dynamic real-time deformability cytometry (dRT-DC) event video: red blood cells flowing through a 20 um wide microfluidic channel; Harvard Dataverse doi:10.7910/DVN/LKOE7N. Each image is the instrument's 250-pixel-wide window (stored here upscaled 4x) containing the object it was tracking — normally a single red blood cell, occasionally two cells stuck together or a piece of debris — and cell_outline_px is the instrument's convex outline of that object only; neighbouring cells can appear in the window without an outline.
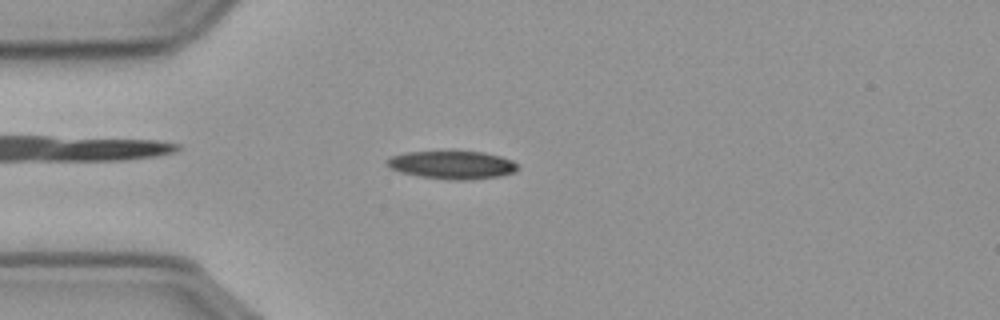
{"species": "common noctule bat (a hibernating species)", "species_latin": "Nyctalus noctula", "temperature_condition": "cold", "stored_images_in_passage": 56, "camera_frame_rate_fps": 3000, "um_per_image_px": 0.085, "animal": {"sex": "male", "body_mass_g": 23.1, "forearm_length_mm": 52.7}, "frame": {"image": 1, "passage_image": 14, "time_ms": 4.333, "image_size_px": [1000, 320], "cell_outline_px": [[516, 168], [512, 172], [500, 176], [464, 180], [452, 180], [420, 176], [400, 172], [392, 168], [388, 164], [388, 160], [392, 156], [408, 152], [480, 152], [500, 156], [512, 160], [516, 164]], "centroid_in_image_um": [38.44, 14.02], "position_along_channel_um": 46.6, "area_um2": 20.75}}
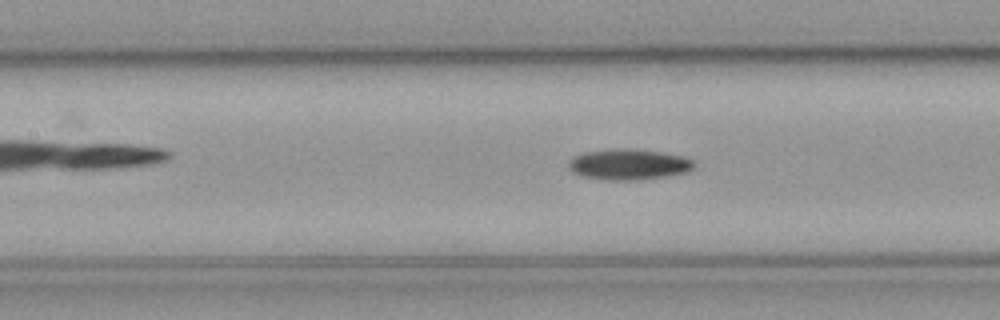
{"frame": {"image": 2, "passage_image": 24, "time_ms": 7.667, "image_size_px": [1000, 320], "cell_outline_px": [[696, 164], [692, 168], [684, 172], [668, 176], [640, 180], [608, 180], [584, 176], [572, 172], [568, 168], [568, 164], [572, 156], [584, 152], [660, 152], [680, 156], [692, 160]], "centroid_in_image_um": [53.42, 14.04], "position_along_channel_um": 154.0, "area_um2": 21.15}}
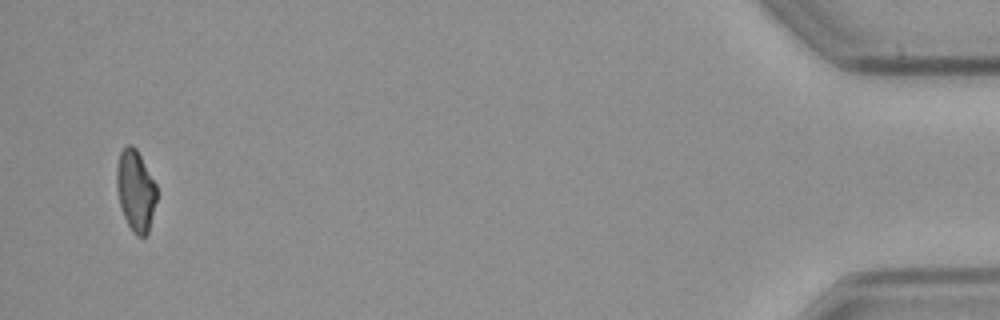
{"frame": {"image": 3, "passage_image": 54, "time_ms": 17.667, "image_size_px": [1000, 320], "cell_outline_px": [[156, 200], [148, 232], [144, 236], [136, 236], [132, 232], [124, 216], [120, 204], [116, 188], [116, 168], [120, 152], [128, 144], [132, 144], [136, 148], [156, 184]], "centroid_in_image_um": [11.51, 16.18], "position_along_channel_um": 423.7, "area_um2": 18.79}, "authors_computed_cell_mechanics": {"area_um2": 20.4323, "velocity_mm_per_s": 3.6144, "shape_relaxation_time_tau1_ms": 8.0209, "shape_relaxation_time_tau2_ms": null, "deformation_change_tau1": 0.1478, "deformation_change_tau2": null}}